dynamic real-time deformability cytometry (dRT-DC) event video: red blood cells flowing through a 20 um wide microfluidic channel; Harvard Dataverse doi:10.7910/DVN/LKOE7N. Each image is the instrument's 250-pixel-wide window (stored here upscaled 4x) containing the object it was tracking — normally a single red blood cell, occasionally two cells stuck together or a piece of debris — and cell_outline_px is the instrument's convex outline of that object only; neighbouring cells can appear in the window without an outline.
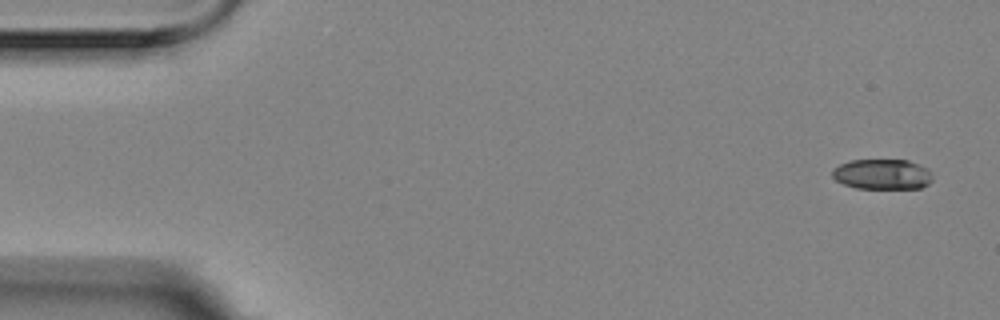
{"species": "Egyptian fruit bat (a non-hibernating species)", "species_latin": "Rousettus aegyptiacus", "temperature_condition": "room temperature", "stored_images_in_passage": 5, "segment_of_instrument_passage": [1, 2], "camera_frame_rate_fps": 3000, "um_per_image_px": 0.085, "animal": {"sex": "female"}, "frame": {"image": 1, "passage_image": 1, "time_ms": 0.0, "image_size_px": [1000, 320], "cell_outline_px": [[932, 180], [928, 184], [920, 188], [856, 188], [844, 184], [836, 180], [832, 176], [832, 168], [840, 164], [852, 160], [908, 160], [920, 164], [928, 168], [932, 172]], "centroid_in_image_um": [75.01, 14.8], "position_along_channel_um": 10.0, "area_um2": 17.8}}
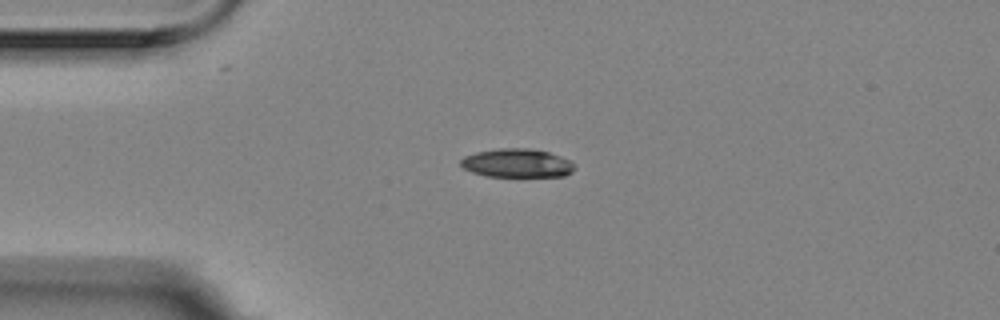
{"frame": {"image": 2, "passage_image": 4, "time_ms": 1.0, "image_size_px": [1000, 320], "cell_outline_px": [[576, 168], [572, 172], [564, 176], [484, 176], [472, 172], [464, 168], [460, 164], [460, 160], [464, 156], [476, 152], [496, 148], [528, 148], [548, 152], [560, 156], [568, 160]], "centroid_in_image_um": [43.91, 13.86], "position_along_channel_um": 41.1, "area_um2": 18.96}}